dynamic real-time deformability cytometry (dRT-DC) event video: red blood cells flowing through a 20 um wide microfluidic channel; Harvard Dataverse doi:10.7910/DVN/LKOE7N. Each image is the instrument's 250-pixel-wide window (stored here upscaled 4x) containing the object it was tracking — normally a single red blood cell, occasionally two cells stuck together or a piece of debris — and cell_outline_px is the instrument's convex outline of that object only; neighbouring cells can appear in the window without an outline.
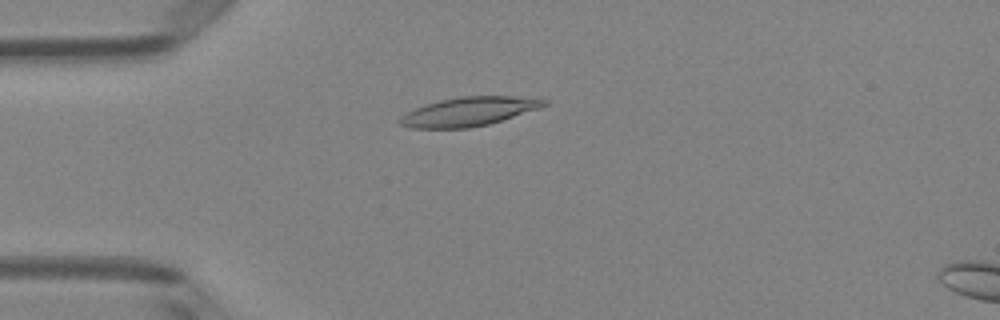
{"species": "Egyptian fruit bat (a non-hibernating species)", "species_latin": "Rousettus aegyptiacus", "temperature_condition": "room temperature", "stored_images_in_passage": 50, "camera_frame_rate_fps": 3000, "um_per_image_px": 0.085, "animal": {"sex": "female"}, "frame": {"image": 1, "passage_image": 13, "time_ms": 4.0, "image_size_px": [1000, 320], "cell_outline_px": [[548, 104], [540, 108], [488, 124], [468, 128], [412, 128], [400, 124], [396, 120], [400, 116], [416, 108], [440, 100], [460, 96], [512, 96], [548, 100]], "centroid_in_image_um": [39.84, 9.48], "position_along_channel_um": 45.2, "area_um2": 24.04}}
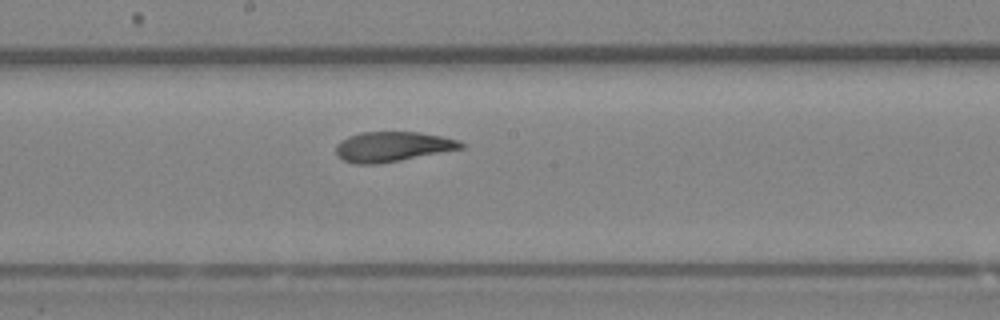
{"frame": {"image": 2, "passage_image": 27, "time_ms": 8.667, "image_size_px": [1000, 320], "cell_outline_px": [[464, 148], [400, 160], [376, 164], [352, 164], [336, 156], [336, 144], [340, 140], [348, 136], [360, 132], [420, 132], [460, 140], [464, 144]], "centroid_in_image_um": [33.33, 12.46], "position_along_channel_um": 214.9, "area_um2": 21.91}}
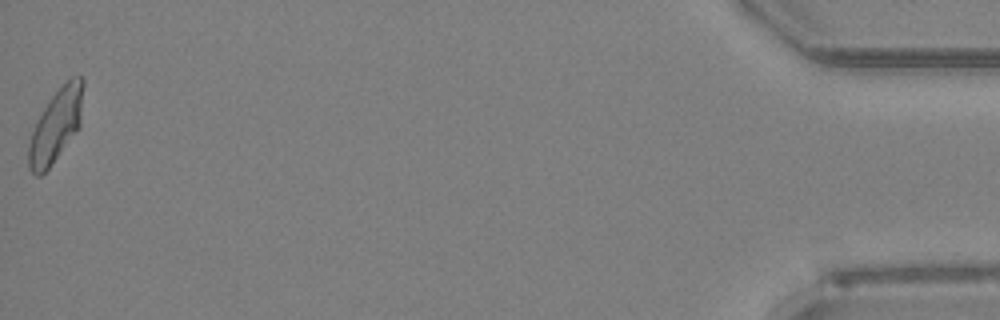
{"frame": {"image": 3, "passage_image": 50, "time_ms": 16.333, "image_size_px": [1000, 320], "cell_outline_px": [[84, 84], [80, 128], [48, 168], [40, 176], [36, 176], [28, 168], [28, 144], [36, 120], [52, 96], [72, 76], [80, 76], [84, 80]], "centroid_in_image_um": [4.76, 10.68], "position_along_channel_um": 430.4, "area_um2": 23.06}, "authors_computed_cell_mechanics": {"area_um2": 22.831, "velocity_mm_per_s": 4.0526, "shape_relaxation_time_tau1_ms": null, "shape_relaxation_time_tau2_ms": 1.6796, "deformation_change_tau1": null, "deformation_change_tau2": 0.087}}